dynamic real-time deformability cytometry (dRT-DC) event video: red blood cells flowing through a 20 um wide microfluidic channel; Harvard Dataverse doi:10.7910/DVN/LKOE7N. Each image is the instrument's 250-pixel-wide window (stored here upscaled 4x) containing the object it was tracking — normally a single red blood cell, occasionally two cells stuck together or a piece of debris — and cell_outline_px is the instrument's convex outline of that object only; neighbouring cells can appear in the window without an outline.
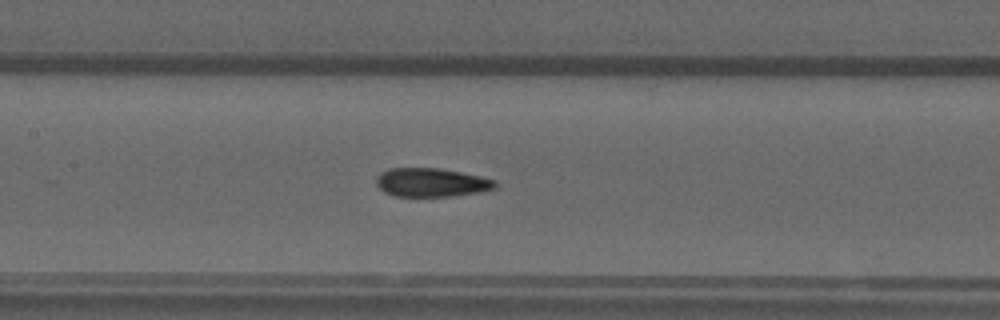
{"species": "common noctule bat (a hibernating species)", "species_latin": "Nyctalus noctula", "temperature_condition": "warm", "stored_images_in_passage": 17, "camera_frame_rate_fps": 3000, "um_per_image_px": 0.085, "animal": {"sex": "male", "forearm_length_mm": 52.5}, "frame": {"image": 1, "passage_image": 13, "time_ms": 4.0, "image_size_px": [1000, 320], "cell_outline_px": [[496, 188], [480, 192], [452, 196], [392, 196], [384, 192], [376, 184], [376, 176], [380, 172], [388, 168], [440, 168], [480, 176], [496, 180]], "centroid_in_image_um": [36.64, 15.5], "position_along_channel_um": 170.8, "area_um2": 20.0}}
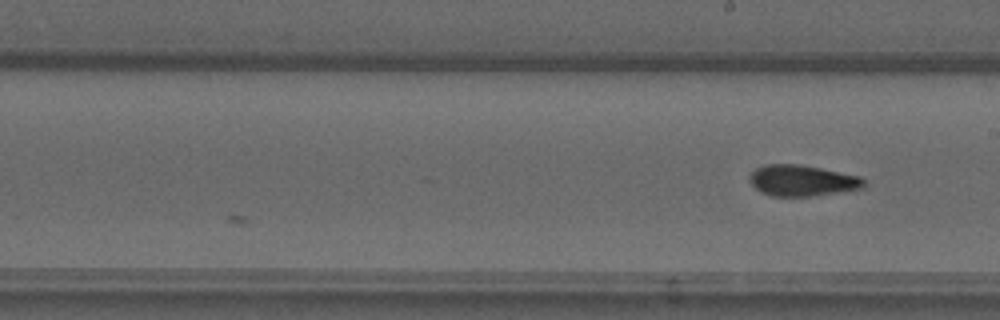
{"frame": {"image": 2, "passage_image": 17, "time_ms": 5.333, "image_size_px": [1000, 320], "cell_outline_px": [[864, 188], [808, 196], [772, 196], [756, 188], [752, 184], [748, 176], [756, 168], [764, 164], [800, 164], [860, 176], [864, 180]], "centroid_in_image_um": [68.17, 15.33], "position_along_channel_um": 220.8, "area_um2": 20.4}}